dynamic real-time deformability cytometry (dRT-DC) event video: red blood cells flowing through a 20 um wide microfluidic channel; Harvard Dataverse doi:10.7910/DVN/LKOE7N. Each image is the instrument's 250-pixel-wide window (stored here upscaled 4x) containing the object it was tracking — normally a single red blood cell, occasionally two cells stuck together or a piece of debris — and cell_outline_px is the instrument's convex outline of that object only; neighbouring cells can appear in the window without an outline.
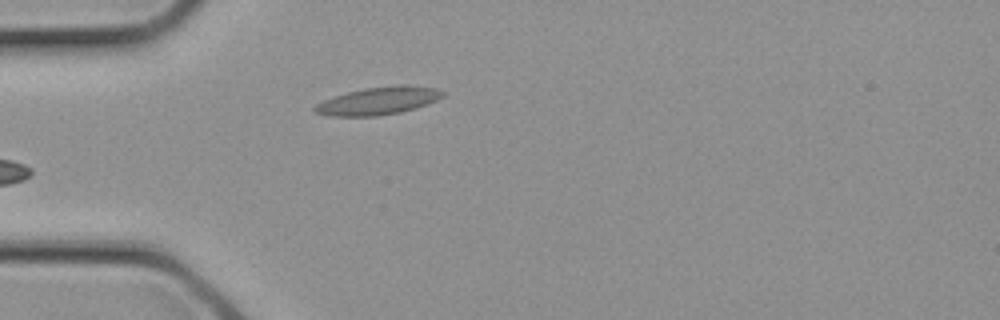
{"species": "common noctule bat (a hibernating species)", "species_latin": "Nyctalus noctula", "temperature_condition": "cold", "stored_images_in_passage": 2, "camera_frame_rate_fps": 3000, "um_per_image_px": 0.085, "animal": {"sex": "female", "body_mass_g": 21.9}, "frame": {"image": 1, "passage_image": 2, "time_ms": 0.333, "image_size_px": [1000, 320], "cell_outline_px": [[444, 96], [428, 104], [416, 108], [400, 112], [376, 116], [328, 116], [316, 112], [312, 108], [316, 104], [324, 100], [348, 92], [364, 88], [396, 84], [408, 84], [436, 88], [444, 92]], "centroid_in_image_um": [32.19, 8.56], "position_along_channel_um": 52.8, "area_um2": 20.75}}